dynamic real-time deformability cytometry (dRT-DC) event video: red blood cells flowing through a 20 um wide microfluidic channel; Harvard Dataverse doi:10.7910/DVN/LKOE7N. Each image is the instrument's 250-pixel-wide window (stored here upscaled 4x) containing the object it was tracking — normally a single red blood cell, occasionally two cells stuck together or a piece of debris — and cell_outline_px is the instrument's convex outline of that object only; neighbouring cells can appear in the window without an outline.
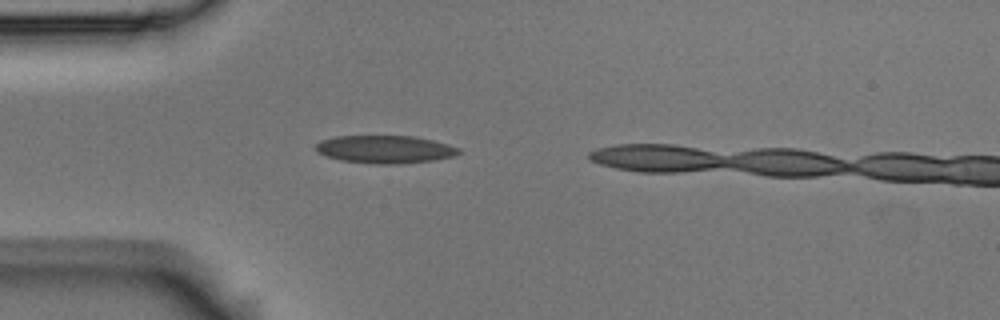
{"species": "Egyptian fruit bat (a non-hibernating species)", "species_latin": "Rousettus aegyptiacus", "temperature_condition": "room temperature", "stored_images_in_passage": 2, "camera_frame_rate_fps": 3000, "um_per_image_px": 0.085, "animal": {"sex": "male"}, "frame": {"image": 1, "passage_image": 1, "time_ms": 0.0, "image_size_px": [1000, 320], "cell_outline_px": [[460, 152], [452, 156], [432, 160], [400, 164], [376, 164], [340, 160], [316, 152], [316, 144], [320, 140], [336, 136], [416, 136], [448, 144], [460, 148]], "centroid_in_image_um": [32.71, 12.69], "position_along_channel_um": 52.3, "area_um2": 23.12}}